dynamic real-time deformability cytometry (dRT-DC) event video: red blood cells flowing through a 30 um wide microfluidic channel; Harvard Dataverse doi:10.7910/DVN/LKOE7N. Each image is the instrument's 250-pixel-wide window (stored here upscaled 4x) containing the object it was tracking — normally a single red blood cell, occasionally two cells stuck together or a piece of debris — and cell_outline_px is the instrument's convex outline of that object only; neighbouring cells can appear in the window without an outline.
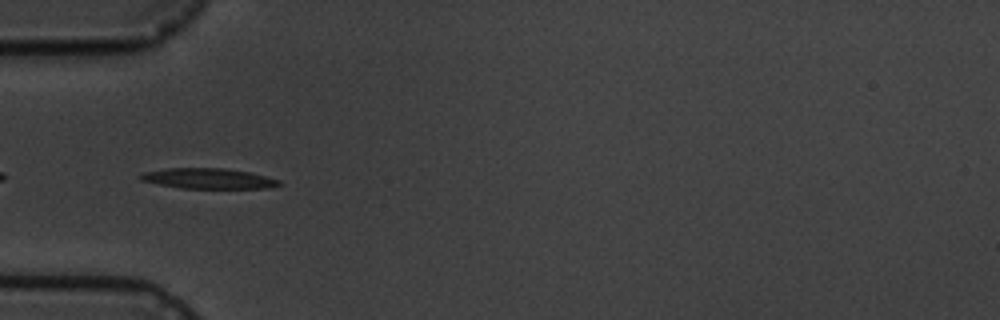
{"species": "common noctule bat (a hibernating species)", "species_latin": "Nyctalus noctula", "temperature_condition": "cold", "stored_images_in_passage": 7, "camera_frame_rate_fps": 3000, "um_per_image_px": 0.085, "animal": {"sex": "male", "body_mass_g": 19.5, "forearm_length_mm": 54.6}, "frame": {"image": 1, "passage_image": 4, "time_ms": 3.333, "image_size_px": [1000, 320], "cell_outline_px": [[284, 184], [268, 188], [180, 188], [140, 180], [136, 176], [144, 172], [168, 168], [224, 168], [248, 172], [280, 180]], "centroid_in_image_um": [17.7, 15.17], "position_along_channel_um": 67.3, "area_um2": 16.42}}
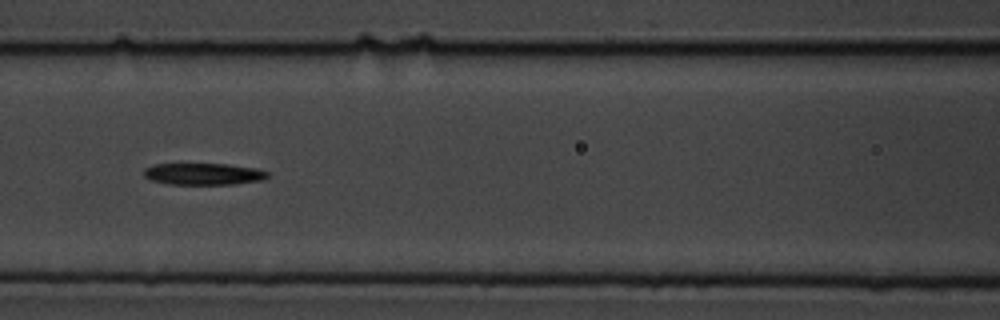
{"frame": {"image": 2, "passage_image": 6, "time_ms": 5.667, "image_size_px": [1000, 320], "cell_outline_px": [[268, 176], [260, 180], [232, 184], [168, 184], [152, 180], [144, 176], [144, 168], [152, 164], [228, 164], [256, 168], [268, 172]], "centroid_in_image_um": [17.26, 14.78], "position_along_channel_um": 149.3, "area_um2": 15.55}}
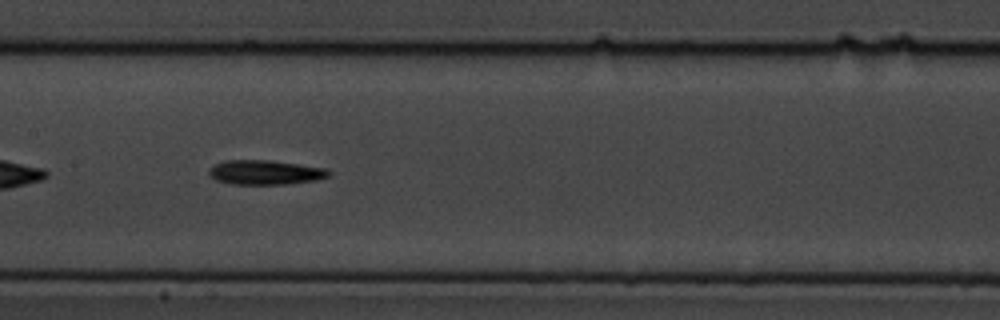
{"frame": {"image": 3, "passage_image": 7, "time_ms": 6.667, "image_size_px": [1000, 320], "cell_outline_px": [[332, 172], [328, 176], [316, 180], [288, 184], [232, 184], [216, 180], [208, 176], [208, 168], [224, 160], [268, 160], [328, 168]], "centroid_in_image_um": [22.53, 14.65], "position_along_channel_um": 184.9, "area_um2": 17.22}}